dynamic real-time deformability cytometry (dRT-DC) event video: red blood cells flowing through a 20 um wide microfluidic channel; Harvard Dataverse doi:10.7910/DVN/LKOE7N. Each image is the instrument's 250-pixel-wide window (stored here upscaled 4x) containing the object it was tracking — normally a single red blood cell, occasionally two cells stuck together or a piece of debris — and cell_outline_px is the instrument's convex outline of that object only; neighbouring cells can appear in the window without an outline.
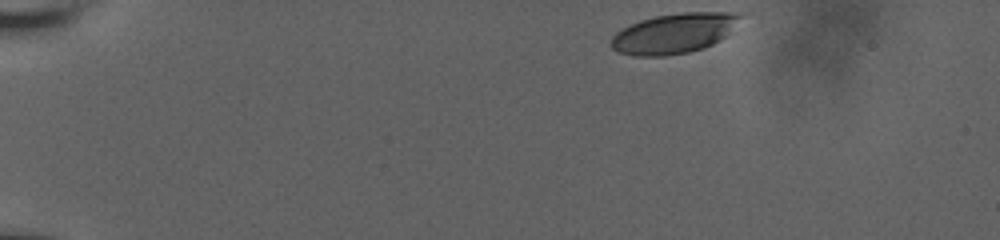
{"species": "human", "species_latin": "Homo sapiens", "temperature_condition": "room temperature", "stored_images_in_passage": 9, "camera_frame_rate_fps": 3000, "um_per_image_px": 0.085, "donor": {"sex": "male"}, "frame": {"image": 1, "passage_image": 1, "time_ms": 0.0, "image_size_px": [1000, 240], "cell_outline_px": [[752, 12], [720, 40], [712, 44], [688, 52], [664, 56], [636, 56], [616, 52], [612, 48], [612, 36], [616, 32], [640, 20], [656, 16], [684, 12]], "centroid_in_image_um": [57.39, 2.81], "position_along_channel_um": 27.6, "area_um2": 30.4}}
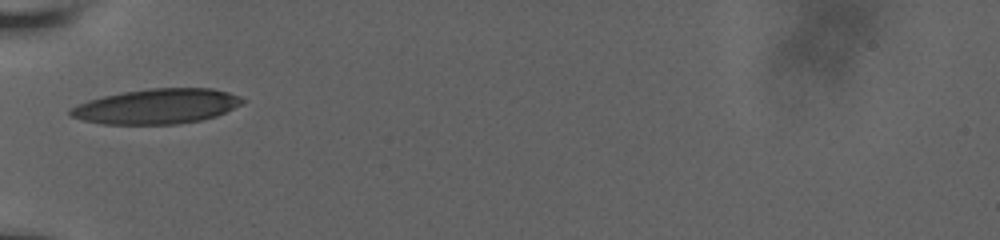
{"frame": {"image": 2, "passage_image": 8, "time_ms": 4.0, "image_size_px": [1000, 240], "cell_outline_px": [[248, 100], [216, 116], [200, 120], [176, 124], [104, 124], [80, 120], [68, 116], [68, 108], [88, 100], [120, 92], [148, 88], [212, 88], [228, 92], [240, 96]], "centroid_in_image_um": [13.28, 9.03], "position_along_channel_um": 71.7, "area_um2": 35.32}}